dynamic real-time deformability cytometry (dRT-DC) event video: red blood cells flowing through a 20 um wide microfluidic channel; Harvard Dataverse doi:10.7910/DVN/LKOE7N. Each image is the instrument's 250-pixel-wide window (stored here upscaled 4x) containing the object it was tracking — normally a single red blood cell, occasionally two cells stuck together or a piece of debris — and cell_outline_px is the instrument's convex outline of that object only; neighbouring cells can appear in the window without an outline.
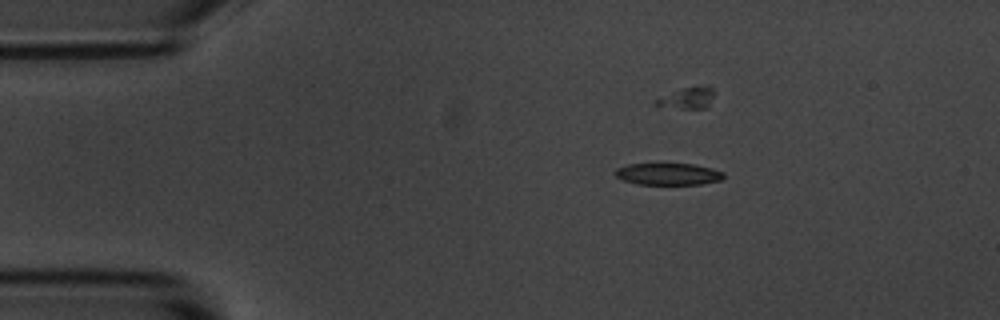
{"species": "common noctule bat (a hibernating species)", "species_latin": "Nyctalus noctula", "temperature_condition": "room temperature", "stored_images_in_passage": 4, "camera_frame_rate_fps": 3000, "um_per_image_px": 0.085, "animal": {"sex": "male", "body_mass_g": 20.1, "forearm_length_mm": 53.5}, "frame": {"image": 1, "passage_image": 2, "time_ms": 1.333, "image_size_px": [1000, 320], "cell_outline_px": [[724, 176], [720, 180], [700, 184], [640, 184], [624, 180], [616, 176], [612, 172], [616, 168], [628, 164], [664, 160], [692, 164], [712, 168], [724, 172]], "centroid_in_image_um": [56.74, 14.72], "position_along_channel_um": 28.3, "area_um2": 14.62}}